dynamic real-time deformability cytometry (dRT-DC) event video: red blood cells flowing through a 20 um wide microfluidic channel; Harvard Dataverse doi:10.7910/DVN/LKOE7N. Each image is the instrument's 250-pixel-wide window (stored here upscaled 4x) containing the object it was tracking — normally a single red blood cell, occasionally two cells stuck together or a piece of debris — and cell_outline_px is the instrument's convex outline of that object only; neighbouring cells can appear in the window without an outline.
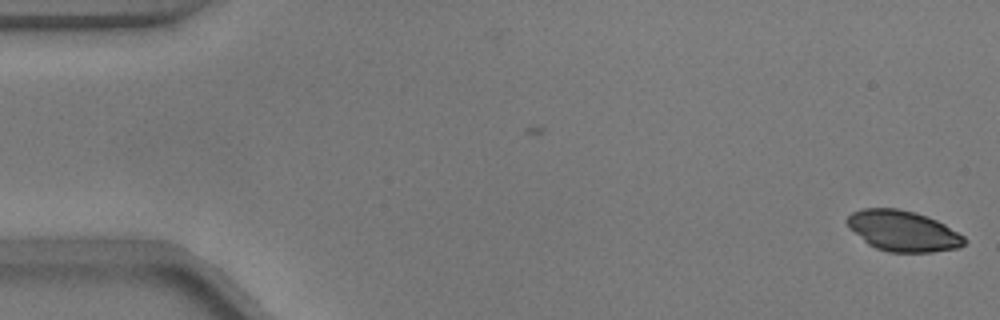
{"species": "common noctule bat (a hibernating species)", "species_latin": "Nyctalus noctula", "temperature_condition": "warm", "stored_images_in_passage": 6, "camera_frame_rate_fps": 3000, "um_per_image_px": 0.085, "animal": {"sex": "male", "body_mass_g": 17.9}, "frame": {"image": 1, "passage_image": 6, "time_ms": 1.667, "image_size_px": [1000, 320], "cell_outline_px": [[968, 240], [960, 248], [932, 252], [888, 252], [876, 248], [868, 244], [848, 228], [844, 220], [852, 212], [864, 208], [896, 208], [916, 212], [936, 220], [944, 224], [964, 236]], "centroid_in_image_um": [76.73, 19.63], "position_along_channel_um": 8.3, "area_um2": 27.98}}